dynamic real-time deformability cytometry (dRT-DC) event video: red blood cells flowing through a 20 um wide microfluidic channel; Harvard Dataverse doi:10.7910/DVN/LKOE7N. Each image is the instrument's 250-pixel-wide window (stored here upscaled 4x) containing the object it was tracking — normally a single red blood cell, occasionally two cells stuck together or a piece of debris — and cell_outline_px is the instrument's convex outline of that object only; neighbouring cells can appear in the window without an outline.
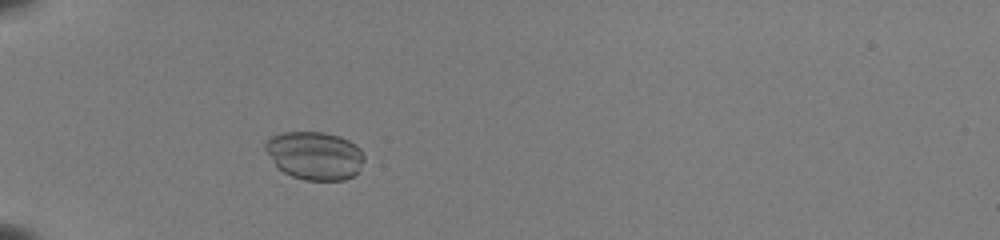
{"species": "common noctule bat (a hibernating species)", "species_latin": "Nyctalus noctula", "temperature_condition": "room temperature", "stored_images_in_passage": 39, "camera_frame_rate_fps": 3000, "um_per_image_px": 0.085, "animal": {"sex": "female", "body_mass_g": 22.0, "forearm_length_mm": 56.7}, "frame": {"image": 1, "passage_image": 5, "time_ms": 1.333, "image_size_px": [1000, 240], "cell_outline_px": [[364, 160], [356, 172], [352, 176], [344, 180], [304, 180], [292, 176], [276, 168], [264, 148], [264, 144], [268, 136], [284, 132], [324, 132], [340, 136], [356, 144], [360, 148], [364, 156]], "centroid_in_image_um": [26.71, 13.21], "position_along_channel_um": 58.3, "area_um2": 27.98}}
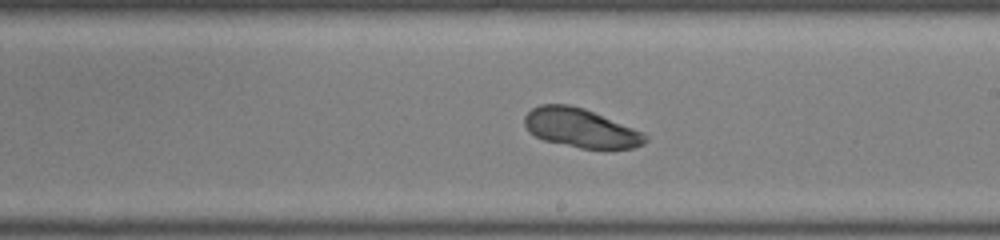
{"frame": {"image": 2, "passage_image": 20, "time_ms": 6.333, "image_size_px": [1000, 240], "cell_outline_px": [[648, 140], [644, 144], [632, 148], [580, 148], [544, 140], [528, 132], [524, 124], [524, 116], [532, 108], [540, 104], [568, 104], [584, 108], [644, 132], [648, 136]], "centroid_in_image_um": [49.36, 10.87], "position_along_channel_um": 239.6, "area_um2": 27.46}}
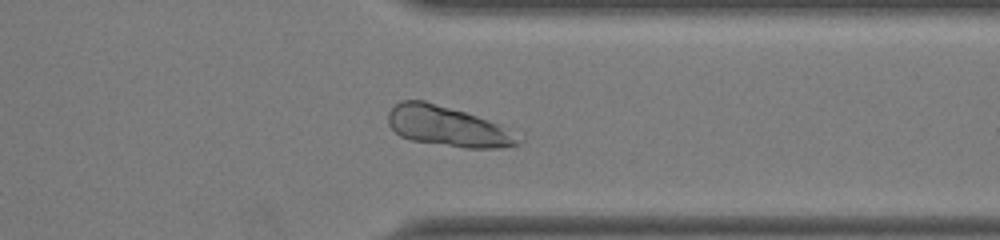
{"frame": {"image": 3, "passage_image": 30, "time_ms": 9.667, "image_size_px": [1000, 240], "cell_outline_px": [[524, 140], [520, 144], [500, 148], [464, 148], [412, 140], [400, 136], [388, 124], [388, 112], [400, 100], [424, 100], [464, 112], [476, 116], [496, 124]], "centroid_in_image_um": [38.0, 10.75], "position_along_channel_um": 373.4, "area_um2": 29.94}, "authors_computed_cell_mechanics": {"area_um2": 28.2642, "velocity_mm_per_s": 3.9788, "shape_relaxation_time_tau1_ms": 6.004, "shape_relaxation_time_tau2_ms": null, "deformation_change_tau1": null, "deformation_change_tau2": null}}